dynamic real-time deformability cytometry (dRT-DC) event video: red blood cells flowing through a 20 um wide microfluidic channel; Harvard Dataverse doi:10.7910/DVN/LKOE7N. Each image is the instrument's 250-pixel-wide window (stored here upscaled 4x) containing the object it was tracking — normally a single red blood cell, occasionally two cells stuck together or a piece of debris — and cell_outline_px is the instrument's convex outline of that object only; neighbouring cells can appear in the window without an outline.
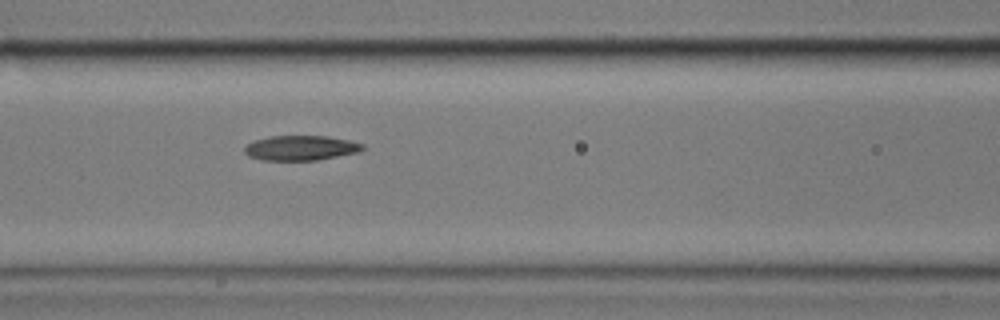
{"species": "common noctule bat (a hibernating species)", "species_latin": "Nyctalus noctula", "temperature_condition": "cold", "stored_images_in_passage": 5, "segment_of_instrument_passage": [1, 2], "camera_frame_rate_fps": 3000, "um_per_image_px": 0.085, "animal": {"sex": "male", "body_mass_g": 17.9}, "frame": {"image": 1, "passage_image": 4, "time_ms": 4.333, "image_size_px": [1000, 320], "cell_outline_px": [[364, 148], [356, 152], [316, 160], [264, 160], [248, 156], [244, 152], [244, 148], [248, 144], [256, 140], [272, 136], [328, 136], [348, 140], [364, 144]], "centroid_in_image_um": [25.55, 12.57], "position_along_channel_um": 141.1, "area_um2": 16.82}}